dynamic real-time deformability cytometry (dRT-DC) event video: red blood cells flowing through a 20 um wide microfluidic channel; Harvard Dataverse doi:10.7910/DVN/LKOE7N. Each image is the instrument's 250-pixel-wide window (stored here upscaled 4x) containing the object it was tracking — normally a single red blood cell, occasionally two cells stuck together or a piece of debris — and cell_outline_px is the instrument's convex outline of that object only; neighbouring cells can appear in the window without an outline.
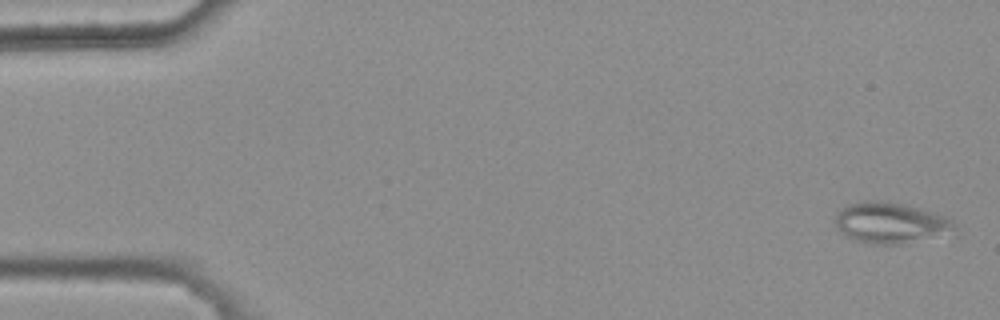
{"species": "common noctule bat (a hibernating species)", "species_latin": "Nyctalus noctula", "temperature_condition": "warm", "stored_images_in_passage": 5, "camera_frame_rate_fps": 3000, "um_per_image_px": 0.085, "animal": {"sex": "female", "body_mass_g": 25.1}, "frame": {"image": 1, "passage_image": 1, "time_ms": 0.0, "image_size_px": [1000, 320], "cell_outline_px": [[960, 236], [900, 244], [872, 244], [856, 240], [840, 232], [836, 224], [836, 212], [848, 204], [864, 200], [868, 200], [900, 204], [916, 208], [944, 216], [952, 220]], "centroid_in_image_um": [75.83, 19.0], "position_along_channel_um": 9.2, "area_um2": 28.9}}